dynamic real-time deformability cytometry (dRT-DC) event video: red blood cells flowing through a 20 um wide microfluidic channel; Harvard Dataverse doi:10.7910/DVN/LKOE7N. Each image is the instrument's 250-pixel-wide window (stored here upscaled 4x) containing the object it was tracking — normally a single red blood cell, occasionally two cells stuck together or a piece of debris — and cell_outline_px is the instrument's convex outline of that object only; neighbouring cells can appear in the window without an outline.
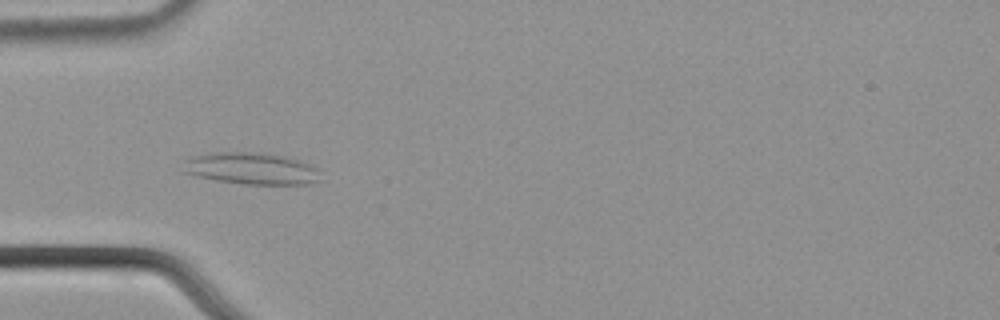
{"species": "common noctule bat (a hibernating species)", "species_latin": "Nyctalus noctula", "temperature_condition": "cold", "stored_images_in_passage": 40, "camera_frame_rate_fps": 3000, "um_per_image_px": 0.085, "animal": {"sex": "male", "body_mass_g": 21.5, "forearm_length_mm": 52.0}, "frame": {"image": 1, "passage_image": 8, "time_ms": 2.333, "image_size_px": [1000, 320], "cell_outline_px": [[320, 180], [312, 184], [244, 184], [216, 180], [196, 176], [184, 172], [184, 160], [192, 156], [212, 152], [248, 152], [284, 156], [304, 160], [316, 168]], "centroid_in_image_um": [21.37, 14.32], "position_along_channel_um": 63.6, "area_um2": 25.49}}
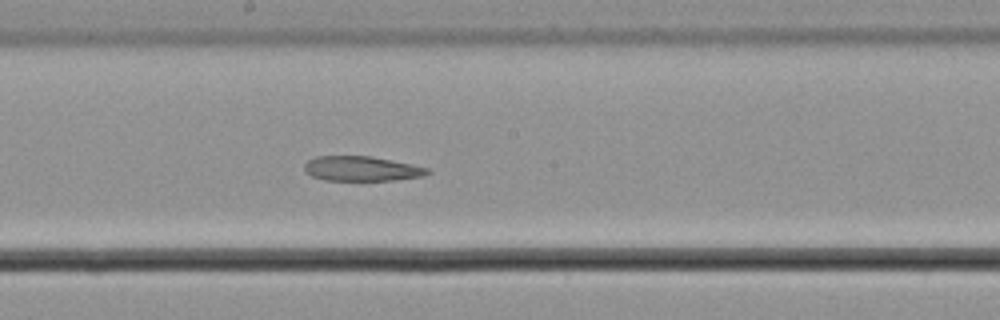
{"frame": {"image": 2, "passage_image": 21, "time_ms": 6.667, "image_size_px": [1000, 320], "cell_outline_px": [[432, 172], [424, 176], [396, 180], [324, 180], [312, 176], [304, 172], [304, 164], [308, 160], [316, 156], [368, 156], [392, 160], [412, 164], [428, 168]], "centroid_in_image_um": [30.74, 14.34], "position_along_channel_um": 217.5, "area_um2": 17.86}}
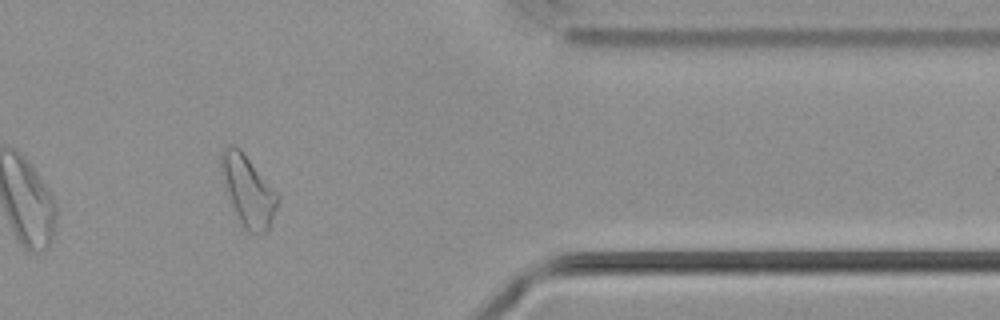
{"frame": {"image": 3, "passage_image": 37, "time_ms": 12.0, "image_size_px": [1000, 320], "cell_outline_px": [[280, 200], [268, 232], [248, 232], [244, 228], [232, 204], [220, 172], [220, 152], [224, 148], [232, 144], [240, 148], [280, 196]], "centroid_in_image_um": [21.1, 16.18], "position_along_channel_um": 390.3, "area_um2": 23.0}}